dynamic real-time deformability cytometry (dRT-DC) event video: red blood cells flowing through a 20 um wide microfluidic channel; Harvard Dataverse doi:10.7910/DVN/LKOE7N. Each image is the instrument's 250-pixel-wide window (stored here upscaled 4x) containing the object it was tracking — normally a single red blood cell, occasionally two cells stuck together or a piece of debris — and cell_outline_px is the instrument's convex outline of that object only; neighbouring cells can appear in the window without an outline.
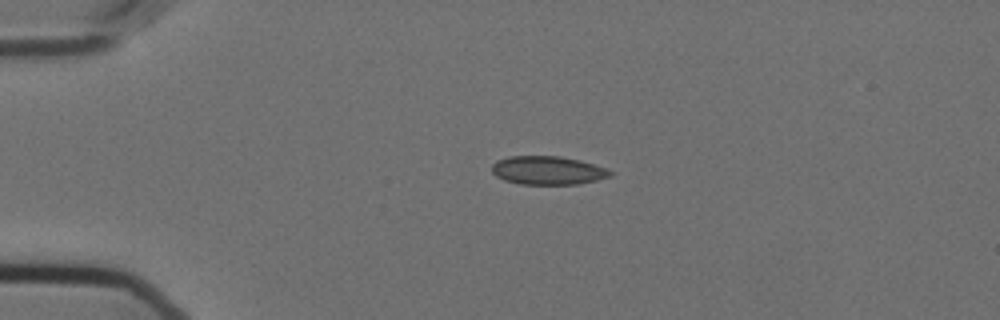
{"species": "Egyptian fruit bat (a non-hibernating species)", "species_latin": "Rousettus aegyptiacus", "temperature_condition": "cold", "stored_images_in_passage": 44, "camera_frame_rate_fps": 3000, "um_per_image_px": 0.085, "animal": {"sex": "female"}, "frame": {"image": 1, "passage_image": 1, "time_ms": 0.0, "image_size_px": [1000, 320], "cell_outline_px": [[612, 176], [596, 180], [576, 184], [520, 184], [504, 180], [496, 176], [492, 172], [492, 164], [496, 160], [508, 156], [560, 156], [580, 160], [604, 168], [612, 172]], "centroid_in_image_um": [46.51, 14.48], "position_along_channel_um": 38.5, "area_um2": 19.59}}
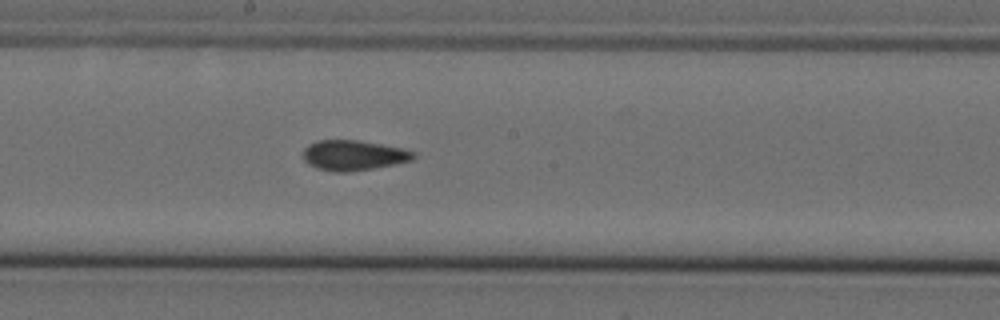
{"frame": {"image": 2, "passage_image": 19, "time_ms": 6.0, "image_size_px": [1000, 320], "cell_outline_px": [[416, 156], [412, 160], [396, 164], [372, 168], [344, 172], [332, 172], [316, 168], [308, 164], [304, 160], [304, 148], [308, 144], [316, 140], [356, 140], [404, 148], [416, 152]], "centroid_in_image_um": [30.05, 13.2], "position_along_channel_um": 218.2, "area_um2": 19.48}}
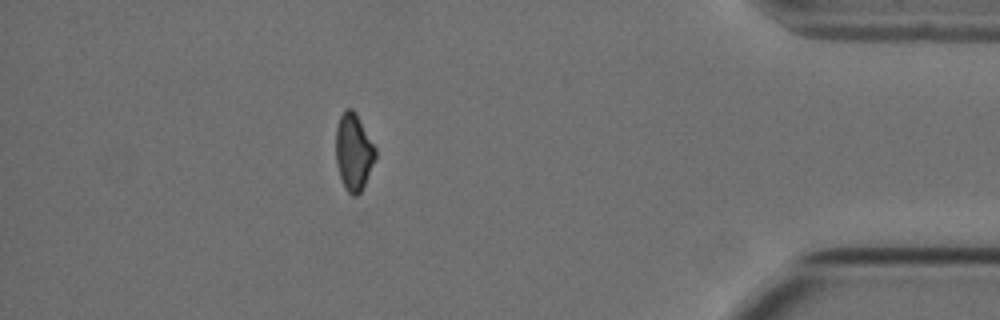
{"frame": {"image": 3, "passage_image": 38, "time_ms": 12.333, "image_size_px": [1000, 320], "cell_outline_px": [[376, 160], [360, 192], [356, 196], [352, 196], [344, 188], [336, 164], [336, 128], [340, 116], [344, 108], [352, 108], [356, 112], [376, 148]], "centroid_in_image_um": [30.06, 12.9], "position_along_channel_um": 405.1, "area_um2": 17.92}, "authors_computed_cell_mechanics": {"area_um2": 19.3052, "velocity_mm_per_s": 3.5983, "shape_relaxation_time_tau1_ms": null, "shape_relaxation_time_tau2_ms": 2.4304, "deformation_change_tau1": null, "deformation_change_tau2": 0.0644}}